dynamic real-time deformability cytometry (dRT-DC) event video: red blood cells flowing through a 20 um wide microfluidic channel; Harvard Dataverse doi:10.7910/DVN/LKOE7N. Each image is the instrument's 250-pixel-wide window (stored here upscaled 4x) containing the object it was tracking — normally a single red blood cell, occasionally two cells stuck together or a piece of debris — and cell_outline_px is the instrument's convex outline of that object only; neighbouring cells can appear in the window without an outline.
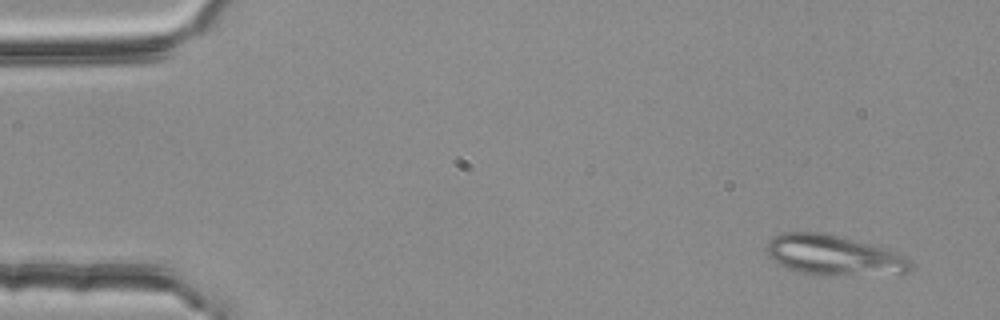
{"species": "common noctule bat (a hibernating species)", "species_latin": "Nyctalus noctula", "temperature_condition": "room temperature", "stored_images_in_passage": 9, "camera_frame_rate_fps": 3000, "um_per_image_px": 0.085, "animal": {"sex": "female", "body_mass_g": 25.1}, "frame": {"image": 1, "passage_image": 1, "time_ms": 0.0, "image_size_px": [1000, 320], "cell_outline_px": [[912, 264], [908, 272], [900, 276], [824, 276], [800, 272], [776, 264], [768, 256], [768, 240], [772, 236], [784, 232], [824, 232], [872, 244], [908, 256], [912, 260]], "centroid_in_image_um": [70.96, 21.73], "position_along_channel_um": 14.0, "area_um2": 34.91}}